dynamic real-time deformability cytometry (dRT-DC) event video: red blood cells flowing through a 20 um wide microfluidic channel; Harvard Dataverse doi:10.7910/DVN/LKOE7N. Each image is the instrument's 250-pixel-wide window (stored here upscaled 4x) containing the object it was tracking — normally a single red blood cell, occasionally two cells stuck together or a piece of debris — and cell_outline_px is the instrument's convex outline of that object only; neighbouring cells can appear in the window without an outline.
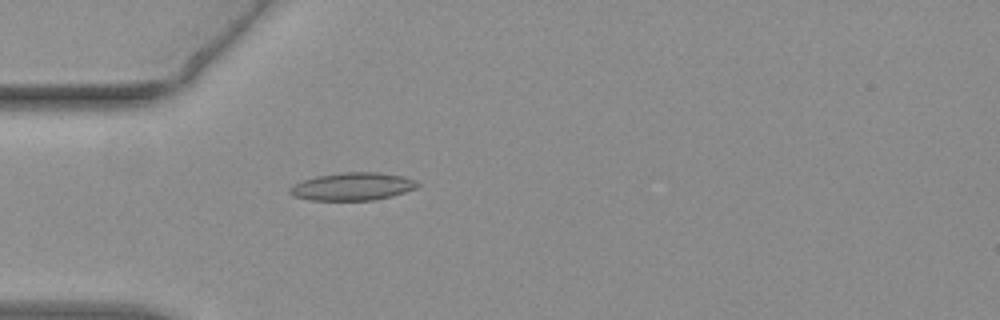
{"species": "common noctule bat (a hibernating species)", "species_latin": "Nyctalus noctula", "temperature_condition": "warm", "stored_images_in_passage": 37, "camera_frame_rate_fps": 3000, "um_per_image_px": 0.085, "animal": {"sex": "female", "body_mass_g": 19.3, "forearm_length_mm": 54.1}, "frame": {"image": 1, "passage_image": 1, "time_ms": 0.0, "image_size_px": [1000, 320], "cell_outline_px": [[420, 184], [416, 188], [392, 196], [372, 200], [312, 200], [292, 196], [288, 192], [288, 188], [292, 184], [316, 176], [340, 172], [380, 172], [404, 176], [416, 180]], "centroid_in_image_um": [29.95, 15.84], "position_along_channel_um": 55.0, "area_um2": 20.87}}
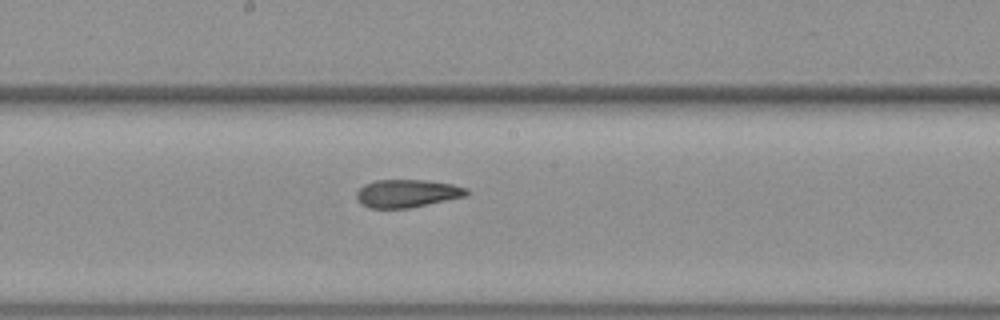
{"frame": {"image": 2, "passage_image": 14, "time_ms": 4.333, "image_size_px": [1000, 320], "cell_outline_px": [[468, 196], [408, 208], [368, 208], [356, 196], [356, 192], [364, 184], [376, 180], [424, 180], [452, 184], [468, 188]], "centroid_in_image_um": [34.63, 16.43], "position_along_channel_um": 213.6, "area_um2": 17.8}}
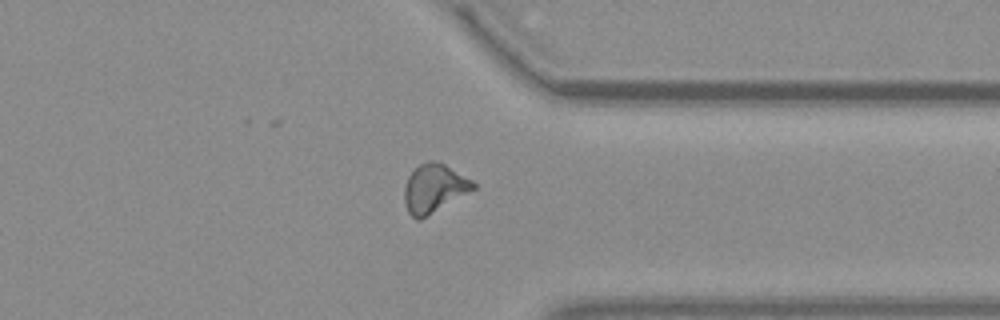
{"frame": {"image": 3, "passage_image": 27, "time_ms": 8.667, "image_size_px": [1000, 320], "cell_outline_px": [[476, 188], [420, 220], [416, 220], [408, 212], [404, 204], [404, 188], [408, 176], [420, 164], [428, 160], [436, 160], [444, 164], [472, 180], [476, 184]], "centroid_in_image_um": [36.88, 16.01], "position_along_channel_um": 374.5, "area_um2": 19.36}, "authors_computed_cell_mechanics": {"area_um2": 18.3804, "velocity_mm_per_s": 3.7968, "shape_relaxation_time_tau1_ms": null, "shape_relaxation_time_tau2_ms": 3.337, "deformation_change_tau1": null, "deformation_change_tau2": 0.1239}}